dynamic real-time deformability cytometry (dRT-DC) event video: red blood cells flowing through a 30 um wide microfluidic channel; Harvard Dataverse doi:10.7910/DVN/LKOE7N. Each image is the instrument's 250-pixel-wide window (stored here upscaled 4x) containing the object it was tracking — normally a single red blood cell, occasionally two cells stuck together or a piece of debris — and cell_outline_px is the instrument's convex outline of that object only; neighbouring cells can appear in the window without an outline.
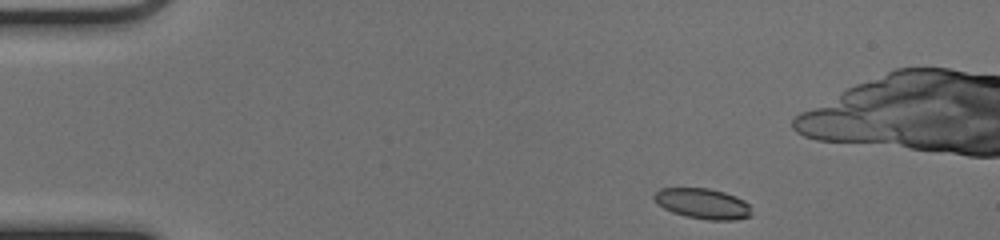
{"species": "common noctule bat (a hibernating species)", "species_latin": "Nyctalus noctula", "temperature_condition": "cold", "stored_images_in_passage": 47, "camera_frame_rate_fps": 3000, "um_per_image_px": 0.085, "animal": {"sex": "female", "body_mass_g": 17.0, "forearm_length_mm": 48.0}, "frame": {"image": 1, "passage_image": 2, "time_ms": 0.333, "image_size_px": [1000, 240], "cell_outline_px": [[752, 216], [736, 220], [708, 220], [684, 216], [672, 212], [656, 204], [652, 196], [660, 188], [708, 188], [724, 192], [736, 196], [744, 200], [748, 204]], "centroid_in_image_um": [59.72, 17.31], "position_along_channel_um": 25.3, "area_um2": 17.46}}
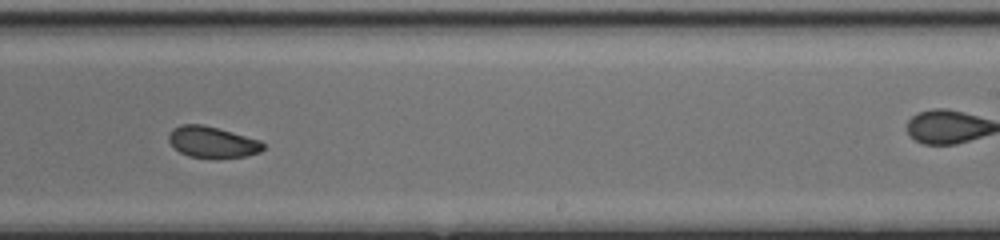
{"frame": {"image": 2, "passage_image": 27, "time_ms": 8.667, "image_size_px": [1000, 240], "cell_outline_px": [[264, 148], [260, 152], [248, 156], [188, 156], [180, 152], [168, 140], [168, 136], [172, 128], [180, 124], [200, 124], [232, 132], [260, 140], [264, 144]], "centroid_in_image_um": [18.03, 12.05], "position_along_channel_um": 271.0, "area_um2": 16.65}}
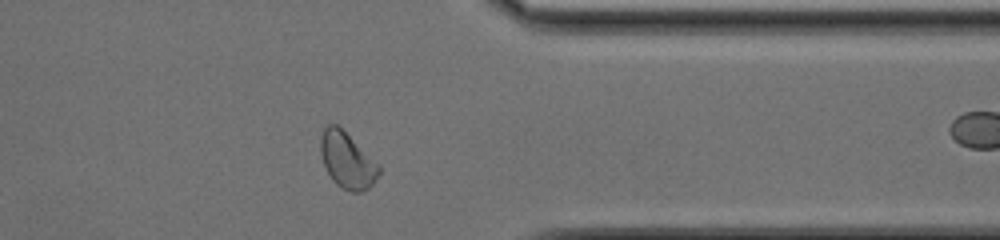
{"frame": {"image": 3, "passage_image": 36, "time_ms": 11.667, "image_size_px": [1000, 240], "cell_outline_px": [[380, 172], [372, 184], [368, 188], [360, 192], [352, 192], [336, 184], [332, 180], [324, 164], [320, 152], [320, 136], [324, 128], [328, 124], [336, 124], [380, 164]], "centroid_in_image_um": [29.51, 13.62], "position_along_channel_um": 381.9, "area_um2": 18.84}, "authors_computed_cell_mechanics": {"area_um2": 18.0914, "velocity_mm_per_s": 3.9602, "shape_relaxation_time_tau1_ms": 6.1203, "shape_relaxation_time_tau2_ms": 2.417, "deformation_change_tau1": 0.1122, "deformation_change_tau2": 0.0644}}